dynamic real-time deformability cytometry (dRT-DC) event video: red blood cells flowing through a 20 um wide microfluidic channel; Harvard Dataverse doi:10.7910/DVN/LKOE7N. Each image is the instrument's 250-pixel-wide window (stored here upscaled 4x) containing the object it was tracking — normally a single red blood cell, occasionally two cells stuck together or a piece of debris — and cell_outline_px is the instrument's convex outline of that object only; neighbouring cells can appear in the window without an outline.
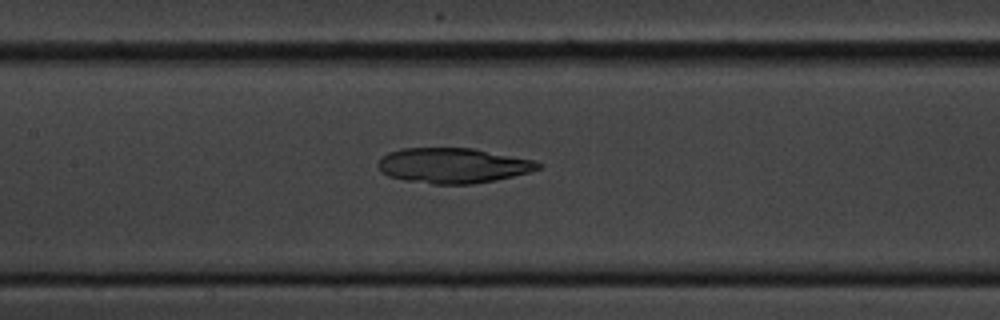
{"species": "common noctule bat (a hibernating species)", "species_latin": "Nyctalus noctula", "temperature_condition": "cold", "stored_images_in_passage": 50, "camera_frame_rate_fps": 3000, "um_per_image_px": 0.085, "animal": {"sex": "male", "body_mass_g": 20.1, "forearm_length_mm": 53.5}, "frame": {"image": 1, "passage_image": 21, "time_ms": 6.667, "image_size_px": [1000, 320], "cell_outline_px": [[544, 164], [540, 168], [528, 172], [496, 180], [472, 184], [432, 184], [408, 180], [388, 176], [380, 172], [376, 164], [388, 152], [404, 148], [472, 148], [532, 160]], "centroid_in_image_um": [38.48, 14.07], "position_along_channel_um": 168.9, "area_um2": 32.6}}
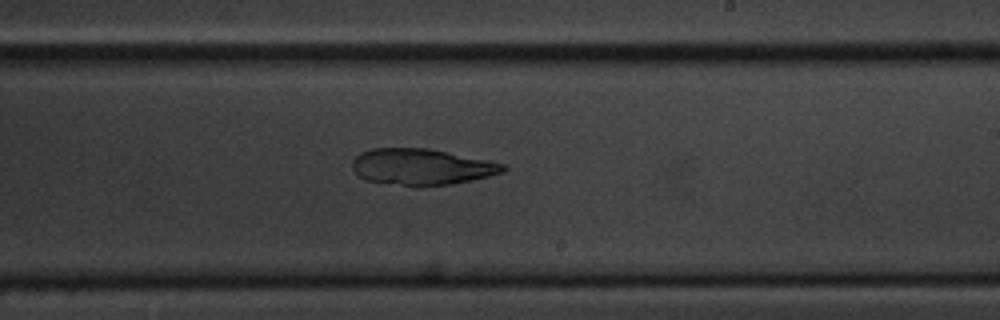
{"frame": {"image": 2, "passage_image": 28, "time_ms": 9.0, "image_size_px": [1000, 320], "cell_outline_px": [[508, 168], [504, 172], [472, 180], [448, 184], [416, 188], [364, 180], [356, 176], [352, 168], [352, 160], [360, 152], [372, 148], [428, 148], [488, 160], [504, 164]], "centroid_in_image_um": [35.78, 14.2], "position_along_channel_um": 253.2, "area_um2": 32.37}}
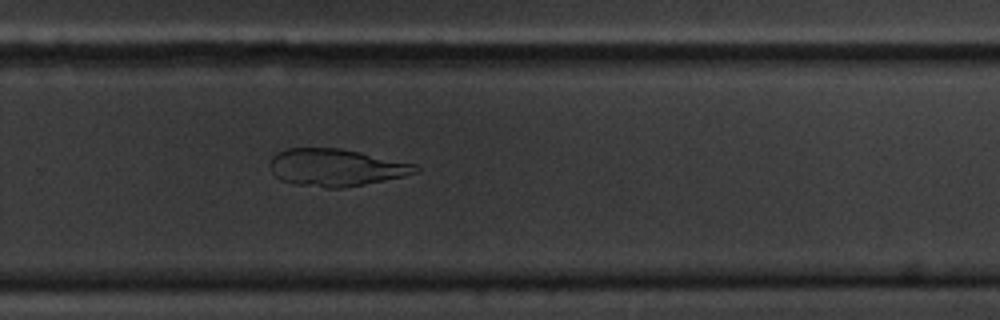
{"frame": {"image": 3, "passage_image": 32, "time_ms": 10.333, "image_size_px": [1000, 320], "cell_outline_px": [[420, 172], [404, 176], [344, 188], [324, 188], [292, 184], [280, 180], [272, 172], [268, 164], [272, 156], [276, 152], [288, 148], [340, 148], [360, 152], [416, 164], [420, 168]], "centroid_in_image_um": [28.53, 14.24], "position_along_channel_um": 301.3, "area_um2": 31.91}}